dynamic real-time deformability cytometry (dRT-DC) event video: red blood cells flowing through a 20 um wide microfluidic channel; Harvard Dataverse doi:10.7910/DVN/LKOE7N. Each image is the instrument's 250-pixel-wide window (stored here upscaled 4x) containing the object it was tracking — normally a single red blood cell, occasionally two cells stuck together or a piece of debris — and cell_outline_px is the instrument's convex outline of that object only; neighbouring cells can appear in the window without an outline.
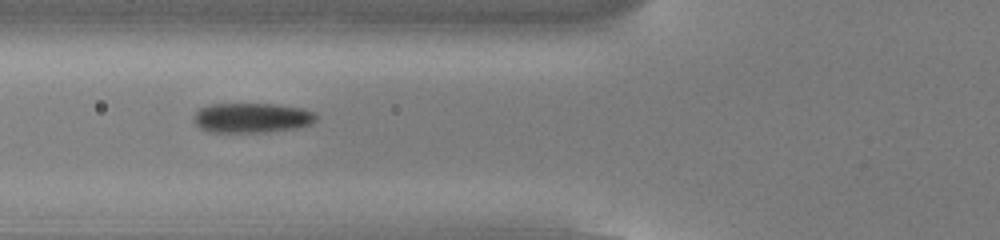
{"species": "common noctule bat (a hibernating species)", "species_latin": "Nyctalus noctula", "temperature_condition": "cold", "stored_images_in_passage": 20, "camera_frame_rate_fps": 3000, "um_per_image_px": 0.085, "animal": {"sex": "male", "body_mass_g": 13.0, "forearm_length_mm": 53.1}, "frame": {"image": 1, "passage_image": 4, "time_ms": 1.0, "image_size_px": [1000, 240], "cell_outline_px": [[316, 120], [312, 124], [296, 128], [264, 132], [208, 132], [200, 128], [192, 120], [192, 116], [200, 108], [212, 104], [276, 104], [300, 108], [312, 112], [316, 116]], "centroid_in_image_um": [21.37, 10.02], "position_along_channel_um": 104.4, "area_um2": 21.27}}
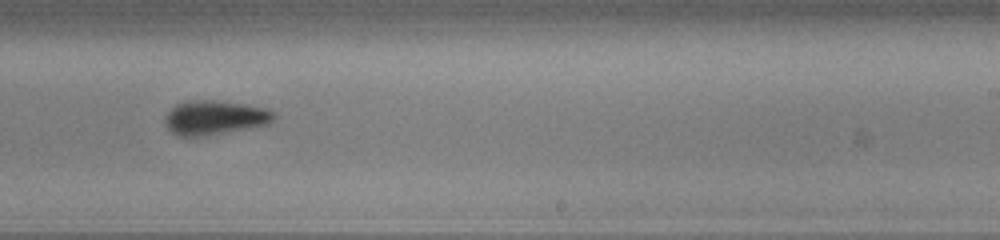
{"frame": {"image": 2, "passage_image": 17, "time_ms": 5.333, "image_size_px": [1000, 240], "cell_outline_px": [[276, 116], [268, 124], [188, 140], [176, 136], [164, 124], [164, 116], [176, 104], [184, 100], [212, 100], [244, 104], [268, 108], [276, 112]], "centroid_in_image_um": [18.19, 10.03], "position_along_channel_um": 270.8, "area_um2": 22.48}}